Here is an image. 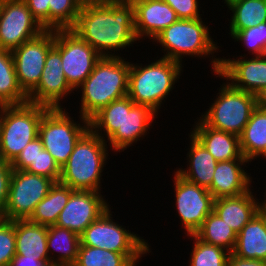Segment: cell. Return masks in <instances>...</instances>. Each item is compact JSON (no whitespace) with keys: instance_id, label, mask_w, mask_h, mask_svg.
<instances>
[{"instance_id":"5b68a950","label":"cell","mask_w":266,"mask_h":266,"mask_svg":"<svg viewBox=\"0 0 266 266\" xmlns=\"http://www.w3.org/2000/svg\"><path fill=\"white\" fill-rule=\"evenodd\" d=\"M49 108L25 103L0 106V156L12 163L29 142L38 137L42 116Z\"/></svg>"},{"instance_id":"7402d4cb","label":"cell","mask_w":266,"mask_h":266,"mask_svg":"<svg viewBox=\"0 0 266 266\" xmlns=\"http://www.w3.org/2000/svg\"><path fill=\"white\" fill-rule=\"evenodd\" d=\"M253 190L235 197L214 200L213 211L231 227L236 234L258 213L259 200Z\"/></svg>"},{"instance_id":"7c38bea8","label":"cell","mask_w":266,"mask_h":266,"mask_svg":"<svg viewBox=\"0 0 266 266\" xmlns=\"http://www.w3.org/2000/svg\"><path fill=\"white\" fill-rule=\"evenodd\" d=\"M214 75L225 78L237 89L260 97L266 91V54L248 59L215 58L211 56ZM243 59H242V58Z\"/></svg>"},{"instance_id":"d6a6232c","label":"cell","mask_w":266,"mask_h":266,"mask_svg":"<svg viewBox=\"0 0 266 266\" xmlns=\"http://www.w3.org/2000/svg\"><path fill=\"white\" fill-rule=\"evenodd\" d=\"M194 235L205 243L220 246L230 253L233 252L237 234L214 211L204 220Z\"/></svg>"},{"instance_id":"8d00e7d4","label":"cell","mask_w":266,"mask_h":266,"mask_svg":"<svg viewBox=\"0 0 266 266\" xmlns=\"http://www.w3.org/2000/svg\"><path fill=\"white\" fill-rule=\"evenodd\" d=\"M25 171L52 179L55 183L59 181L61 168L55 162L52 155L45 149L37 153L34 161Z\"/></svg>"},{"instance_id":"681fc988","label":"cell","mask_w":266,"mask_h":266,"mask_svg":"<svg viewBox=\"0 0 266 266\" xmlns=\"http://www.w3.org/2000/svg\"><path fill=\"white\" fill-rule=\"evenodd\" d=\"M231 0H224L225 4H227L228 2H230Z\"/></svg>"},{"instance_id":"f1b7e54d","label":"cell","mask_w":266,"mask_h":266,"mask_svg":"<svg viewBox=\"0 0 266 266\" xmlns=\"http://www.w3.org/2000/svg\"><path fill=\"white\" fill-rule=\"evenodd\" d=\"M73 191L60 182L54 183L48 194L37 204L29 221L47 227L55 225Z\"/></svg>"},{"instance_id":"74e56055","label":"cell","mask_w":266,"mask_h":266,"mask_svg":"<svg viewBox=\"0 0 266 266\" xmlns=\"http://www.w3.org/2000/svg\"><path fill=\"white\" fill-rule=\"evenodd\" d=\"M16 255L14 221L4 220L0 224V266H10Z\"/></svg>"},{"instance_id":"30bf717a","label":"cell","mask_w":266,"mask_h":266,"mask_svg":"<svg viewBox=\"0 0 266 266\" xmlns=\"http://www.w3.org/2000/svg\"><path fill=\"white\" fill-rule=\"evenodd\" d=\"M54 48L61 55L65 78L74 90H78L102 57L71 29L54 30Z\"/></svg>"},{"instance_id":"836d02e7","label":"cell","mask_w":266,"mask_h":266,"mask_svg":"<svg viewBox=\"0 0 266 266\" xmlns=\"http://www.w3.org/2000/svg\"><path fill=\"white\" fill-rule=\"evenodd\" d=\"M84 1L49 0V30L72 29Z\"/></svg>"},{"instance_id":"484cf974","label":"cell","mask_w":266,"mask_h":266,"mask_svg":"<svg viewBox=\"0 0 266 266\" xmlns=\"http://www.w3.org/2000/svg\"><path fill=\"white\" fill-rule=\"evenodd\" d=\"M80 235L57 225L47 227V248L53 266L73 265L78 255ZM57 251L59 255L52 252ZM56 256V258H55ZM58 257V258H57Z\"/></svg>"},{"instance_id":"f546056e","label":"cell","mask_w":266,"mask_h":266,"mask_svg":"<svg viewBox=\"0 0 266 266\" xmlns=\"http://www.w3.org/2000/svg\"><path fill=\"white\" fill-rule=\"evenodd\" d=\"M147 253H115L106 249L80 245L73 266H136Z\"/></svg>"},{"instance_id":"44dd1931","label":"cell","mask_w":266,"mask_h":266,"mask_svg":"<svg viewBox=\"0 0 266 266\" xmlns=\"http://www.w3.org/2000/svg\"><path fill=\"white\" fill-rule=\"evenodd\" d=\"M190 134L212 154L217 162L246 159L240 150L239 136L207 126L197 119Z\"/></svg>"},{"instance_id":"f6af8a7d","label":"cell","mask_w":266,"mask_h":266,"mask_svg":"<svg viewBox=\"0 0 266 266\" xmlns=\"http://www.w3.org/2000/svg\"><path fill=\"white\" fill-rule=\"evenodd\" d=\"M109 3L114 4H123V5H135L136 3H139L142 0H102Z\"/></svg>"},{"instance_id":"f35d334b","label":"cell","mask_w":266,"mask_h":266,"mask_svg":"<svg viewBox=\"0 0 266 266\" xmlns=\"http://www.w3.org/2000/svg\"><path fill=\"white\" fill-rule=\"evenodd\" d=\"M43 149L41 139L36 137L20 152L17 158L11 163V167L15 170H25L34 161L37 153Z\"/></svg>"},{"instance_id":"cb8c5ba5","label":"cell","mask_w":266,"mask_h":266,"mask_svg":"<svg viewBox=\"0 0 266 266\" xmlns=\"http://www.w3.org/2000/svg\"><path fill=\"white\" fill-rule=\"evenodd\" d=\"M16 255L50 261L47 248V226L29 220H15Z\"/></svg>"},{"instance_id":"7bdbcfd3","label":"cell","mask_w":266,"mask_h":266,"mask_svg":"<svg viewBox=\"0 0 266 266\" xmlns=\"http://www.w3.org/2000/svg\"><path fill=\"white\" fill-rule=\"evenodd\" d=\"M226 266H266V261L260 259H243L230 253Z\"/></svg>"},{"instance_id":"4316f807","label":"cell","mask_w":266,"mask_h":266,"mask_svg":"<svg viewBox=\"0 0 266 266\" xmlns=\"http://www.w3.org/2000/svg\"><path fill=\"white\" fill-rule=\"evenodd\" d=\"M242 155L251 162L266 152V108L260 103L239 136Z\"/></svg>"},{"instance_id":"8992f818","label":"cell","mask_w":266,"mask_h":266,"mask_svg":"<svg viewBox=\"0 0 266 266\" xmlns=\"http://www.w3.org/2000/svg\"><path fill=\"white\" fill-rule=\"evenodd\" d=\"M208 28L202 18L178 19L160 32L153 42L157 41L156 43L164 48V58L182 64L183 56L209 57L219 51L217 43L210 37Z\"/></svg>"},{"instance_id":"7dc6e473","label":"cell","mask_w":266,"mask_h":266,"mask_svg":"<svg viewBox=\"0 0 266 266\" xmlns=\"http://www.w3.org/2000/svg\"><path fill=\"white\" fill-rule=\"evenodd\" d=\"M259 103L266 108V91L259 97Z\"/></svg>"},{"instance_id":"1f68e13d","label":"cell","mask_w":266,"mask_h":266,"mask_svg":"<svg viewBox=\"0 0 266 266\" xmlns=\"http://www.w3.org/2000/svg\"><path fill=\"white\" fill-rule=\"evenodd\" d=\"M123 120L124 97L112 101L94 114L89 119V128L106 141L114 133H123Z\"/></svg>"},{"instance_id":"3957f363","label":"cell","mask_w":266,"mask_h":266,"mask_svg":"<svg viewBox=\"0 0 266 266\" xmlns=\"http://www.w3.org/2000/svg\"><path fill=\"white\" fill-rule=\"evenodd\" d=\"M107 142L89 128L61 167L58 182L73 190L101 192V175L109 155Z\"/></svg>"},{"instance_id":"c3c4849f","label":"cell","mask_w":266,"mask_h":266,"mask_svg":"<svg viewBox=\"0 0 266 266\" xmlns=\"http://www.w3.org/2000/svg\"><path fill=\"white\" fill-rule=\"evenodd\" d=\"M5 220V216L2 212H0V224Z\"/></svg>"},{"instance_id":"ac0fdd59","label":"cell","mask_w":266,"mask_h":266,"mask_svg":"<svg viewBox=\"0 0 266 266\" xmlns=\"http://www.w3.org/2000/svg\"><path fill=\"white\" fill-rule=\"evenodd\" d=\"M157 115L149 106L135 104L128 95L124 96L123 133H114L108 139L112 151L120 153L143 139Z\"/></svg>"},{"instance_id":"ee69618b","label":"cell","mask_w":266,"mask_h":266,"mask_svg":"<svg viewBox=\"0 0 266 266\" xmlns=\"http://www.w3.org/2000/svg\"><path fill=\"white\" fill-rule=\"evenodd\" d=\"M10 266H53L50 261H41L35 258H26V256L15 255Z\"/></svg>"},{"instance_id":"60d3db41","label":"cell","mask_w":266,"mask_h":266,"mask_svg":"<svg viewBox=\"0 0 266 266\" xmlns=\"http://www.w3.org/2000/svg\"><path fill=\"white\" fill-rule=\"evenodd\" d=\"M32 16L46 30H49V0H23Z\"/></svg>"},{"instance_id":"277c9868","label":"cell","mask_w":266,"mask_h":266,"mask_svg":"<svg viewBox=\"0 0 266 266\" xmlns=\"http://www.w3.org/2000/svg\"><path fill=\"white\" fill-rule=\"evenodd\" d=\"M182 68L181 63L164 57L144 66L130 62L127 95L135 104L147 105L159 113L164 99L179 80Z\"/></svg>"},{"instance_id":"8fae6325","label":"cell","mask_w":266,"mask_h":266,"mask_svg":"<svg viewBox=\"0 0 266 266\" xmlns=\"http://www.w3.org/2000/svg\"><path fill=\"white\" fill-rule=\"evenodd\" d=\"M54 181L44 176L13 169L4 209L6 220H29L37 204L48 194Z\"/></svg>"},{"instance_id":"4fadbf2b","label":"cell","mask_w":266,"mask_h":266,"mask_svg":"<svg viewBox=\"0 0 266 266\" xmlns=\"http://www.w3.org/2000/svg\"><path fill=\"white\" fill-rule=\"evenodd\" d=\"M54 47V30H44L12 50L18 83L28 95L39 83L48 52Z\"/></svg>"},{"instance_id":"d590c367","label":"cell","mask_w":266,"mask_h":266,"mask_svg":"<svg viewBox=\"0 0 266 266\" xmlns=\"http://www.w3.org/2000/svg\"><path fill=\"white\" fill-rule=\"evenodd\" d=\"M232 39L241 41L253 56L266 54V22L241 31H229Z\"/></svg>"},{"instance_id":"ba28073f","label":"cell","mask_w":266,"mask_h":266,"mask_svg":"<svg viewBox=\"0 0 266 266\" xmlns=\"http://www.w3.org/2000/svg\"><path fill=\"white\" fill-rule=\"evenodd\" d=\"M62 108H49L39 124L38 137L61 168L69 159L80 137L89 129V120L79 116L80 123Z\"/></svg>"},{"instance_id":"d4e9b609","label":"cell","mask_w":266,"mask_h":266,"mask_svg":"<svg viewBox=\"0 0 266 266\" xmlns=\"http://www.w3.org/2000/svg\"><path fill=\"white\" fill-rule=\"evenodd\" d=\"M234 255L266 261V225L257 213L237 234Z\"/></svg>"},{"instance_id":"e575fe53","label":"cell","mask_w":266,"mask_h":266,"mask_svg":"<svg viewBox=\"0 0 266 266\" xmlns=\"http://www.w3.org/2000/svg\"><path fill=\"white\" fill-rule=\"evenodd\" d=\"M187 236L194 241L189 266H226L229 251L220 246L205 243L194 234Z\"/></svg>"},{"instance_id":"6da1fadb","label":"cell","mask_w":266,"mask_h":266,"mask_svg":"<svg viewBox=\"0 0 266 266\" xmlns=\"http://www.w3.org/2000/svg\"><path fill=\"white\" fill-rule=\"evenodd\" d=\"M71 30L101 56L107 57L120 56L115 51L127 49L138 41L134 28L133 5L102 0L84 1Z\"/></svg>"},{"instance_id":"4dcf8cb0","label":"cell","mask_w":266,"mask_h":266,"mask_svg":"<svg viewBox=\"0 0 266 266\" xmlns=\"http://www.w3.org/2000/svg\"><path fill=\"white\" fill-rule=\"evenodd\" d=\"M230 31H241L266 22V0H231Z\"/></svg>"},{"instance_id":"ffe728a7","label":"cell","mask_w":266,"mask_h":266,"mask_svg":"<svg viewBox=\"0 0 266 266\" xmlns=\"http://www.w3.org/2000/svg\"><path fill=\"white\" fill-rule=\"evenodd\" d=\"M245 163L249 164V161L234 159L217 163L208 189L214 199L239 196L251 189V176L243 169Z\"/></svg>"},{"instance_id":"5bb4252c","label":"cell","mask_w":266,"mask_h":266,"mask_svg":"<svg viewBox=\"0 0 266 266\" xmlns=\"http://www.w3.org/2000/svg\"><path fill=\"white\" fill-rule=\"evenodd\" d=\"M175 207L186 235L194 234L213 211L214 197L208 189L174 172Z\"/></svg>"},{"instance_id":"b9f144b4","label":"cell","mask_w":266,"mask_h":266,"mask_svg":"<svg viewBox=\"0 0 266 266\" xmlns=\"http://www.w3.org/2000/svg\"><path fill=\"white\" fill-rule=\"evenodd\" d=\"M13 168L10 163L2 162L0 164V212H4L8 198L10 179Z\"/></svg>"},{"instance_id":"83f0119b","label":"cell","mask_w":266,"mask_h":266,"mask_svg":"<svg viewBox=\"0 0 266 266\" xmlns=\"http://www.w3.org/2000/svg\"><path fill=\"white\" fill-rule=\"evenodd\" d=\"M28 95L18 83L11 50L0 49V106L22 105Z\"/></svg>"},{"instance_id":"7a4b0ae2","label":"cell","mask_w":266,"mask_h":266,"mask_svg":"<svg viewBox=\"0 0 266 266\" xmlns=\"http://www.w3.org/2000/svg\"><path fill=\"white\" fill-rule=\"evenodd\" d=\"M130 62L120 56H102L78 87L82 91L80 115L90 119L100 109L128 93Z\"/></svg>"},{"instance_id":"9c48e42d","label":"cell","mask_w":266,"mask_h":266,"mask_svg":"<svg viewBox=\"0 0 266 266\" xmlns=\"http://www.w3.org/2000/svg\"><path fill=\"white\" fill-rule=\"evenodd\" d=\"M111 213V209H107L85 229L80 235V245L115 253H150L148 241L114 222Z\"/></svg>"},{"instance_id":"bcb514c9","label":"cell","mask_w":266,"mask_h":266,"mask_svg":"<svg viewBox=\"0 0 266 266\" xmlns=\"http://www.w3.org/2000/svg\"><path fill=\"white\" fill-rule=\"evenodd\" d=\"M258 214L264 220L265 225H266V198H265V200H262L261 203L259 202Z\"/></svg>"},{"instance_id":"603a6c76","label":"cell","mask_w":266,"mask_h":266,"mask_svg":"<svg viewBox=\"0 0 266 266\" xmlns=\"http://www.w3.org/2000/svg\"><path fill=\"white\" fill-rule=\"evenodd\" d=\"M190 148L187 153V170L178 168L176 172L184 179L201 187L209 189L213 181V174L217 165L211 153L191 134Z\"/></svg>"},{"instance_id":"d6986e66","label":"cell","mask_w":266,"mask_h":266,"mask_svg":"<svg viewBox=\"0 0 266 266\" xmlns=\"http://www.w3.org/2000/svg\"><path fill=\"white\" fill-rule=\"evenodd\" d=\"M174 9L163 0H142L134 5L136 38L154 39L160 32L178 20Z\"/></svg>"},{"instance_id":"ab89813d","label":"cell","mask_w":266,"mask_h":266,"mask_svg":"<svg viewBox=\"0 0 266 266\" xmlns=\"http://www.w3.org/2000/svg\"><path fill=\"white\" fill-rule=\"evenodd\" d=\"M176 12L179 19L201 18L198 0H163ZM201 15V16H200Z\"/></svg>"},{"instance_id":"9a60e30c","label":"cell","mask_w":266,"mask_h":266,"mask_svg":"<svg viewBox=\"0 0 266 266\" xmlns=\"http://www.w3.org/2000/svg\"><path fill=\"white\" fill-rule=\"evenodd\" d=\"M44 30L23 0H0V49L12 51Z\"/></svg>"},{"instance_id":"52a82bcc","label":"cell","mask_w":266,"mask_h":266,"mask_svg":"<svg viewBox=\"0 0 266 266\" xmlns=\"http://www.w3.org/2000/svg\"><path fill=\"white\" fill-rule=\"evenodd\" d=\"M221 86L214 103L200 119L211 128L240 136L259 104V97L234 88L228 81Z\"/></svg>"},{"instance_id":"2e32d148","label":"cell","mask_w":266,"mask_h":266,"mask_svg":"<svg viewBox=\"0 0 266 266\" xmlns=\"http://www.w3.org/2000/svg\"><path fill=\"white\" fill-rule=\"evenodd\" d=\"M109 208L111 207L101 192L74 190L55 225L81 235Z\"/></svg>"},{"instance_id":"e0dca14e","label":"cell","mask_w":266,"mask_h":266,"mask_svg":"<svg viewBox=\"0 0 266 266\" xmlns=\"http://www.w3.org/2000/svg\"><path fill=\"white\" fill-rule=\"evenodd\" d=\"M73 91L65 78L61 55L53 47L46 57L38 85L28 94V102L48 108H62L60 100Z\"/></svg>"}]
</instances>
